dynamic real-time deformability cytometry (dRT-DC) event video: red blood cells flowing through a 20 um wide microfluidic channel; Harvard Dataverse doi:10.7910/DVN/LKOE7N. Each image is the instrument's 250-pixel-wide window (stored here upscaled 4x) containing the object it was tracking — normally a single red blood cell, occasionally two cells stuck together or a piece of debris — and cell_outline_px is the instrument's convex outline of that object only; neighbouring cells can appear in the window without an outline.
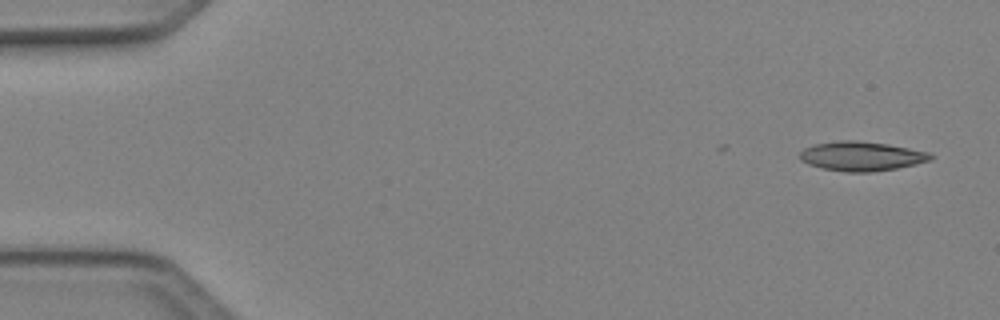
{"species": "Egyptian fruit bat (a non-hibernating species)", "species_latin": "Rousettus aegyptiacus", "temperature_condition": "cold", "stored_images_in_passage": 4, "camera_frame_rate_fps": 3000, "um_per_image_px": 0.085, "animal": {"sex": "female"}, "frame": {"image": 1, "passage_image": 4, "time_ms": 1.0, "image_size_px": [1000, 320], "cell_outline_px": [[936, 156], [928, 160], [916, 164], [896, 168], [872, 172], [844, 172], [824, 168], [808, 164], [800, 160], [800, 152], [804, 148], [816, 144], [840, 140], [856, 140], [888, 144], [932, 152]], "centroid_in_image_um": [73.26, 13.27], "position_along_channel_um": 11.7, "area_um2": 22.43}}